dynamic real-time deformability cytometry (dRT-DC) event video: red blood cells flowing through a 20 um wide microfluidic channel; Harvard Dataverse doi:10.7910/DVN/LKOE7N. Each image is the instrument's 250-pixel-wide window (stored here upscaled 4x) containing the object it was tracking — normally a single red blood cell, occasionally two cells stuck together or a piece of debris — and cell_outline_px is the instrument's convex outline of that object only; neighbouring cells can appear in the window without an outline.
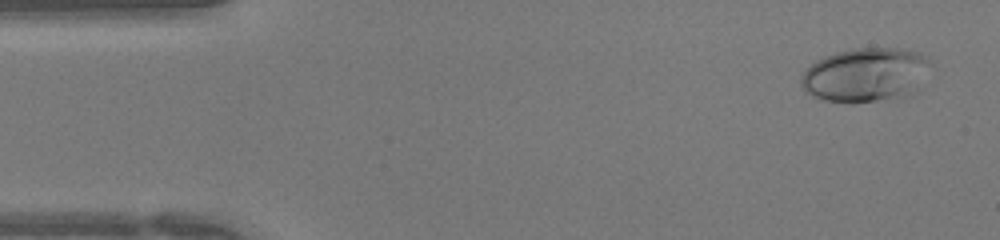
{"species": "human", "species_latin": "Homo sapiens", "temperature_condition": "warm", "stored_images_in_passage": 44, "camera_frame_rate_fps": 3000, "um_per_image_px": 0.085, "donor": {"sex": "female"}, "frame": {"image": 1, "passage_image": 2, "time_ms": 0.333, "image_size_px": [1000, 240], "cell_outline_px": [[932, 64], [908, 92], [900, 96], [876, 100], [824, 100], [812, 96], [804, 92], [800, 84], [800, 80], [804, 68], [816, 60], [824, 56], [836, 52], [852, 48], [900, 48], [920, 52], [928, 56]], "centroid_in_image_um": [73.47, 6.29], "position_along_channel_um": 11.5, "area_um2": 39.77}}
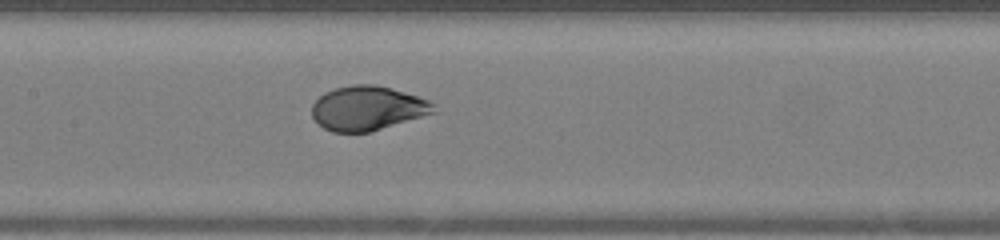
{"frame": {"image": 2, "passage_image": 20, "time_ms": 6.333, "image_size_px": [1000, 240], "cell_outline_px": [[436, 112], [368, 132], [332, 132], [324, 128], [312, 116], [312, 104], [324, 92], [336, 88], [352, 84], [376, 84], [416, 96], [428, 100], [436, 104]], "centroid_in_image_um": [31.22, 9.19], "position_along_channel_um": 176.2, "area_um2": 31.15}}
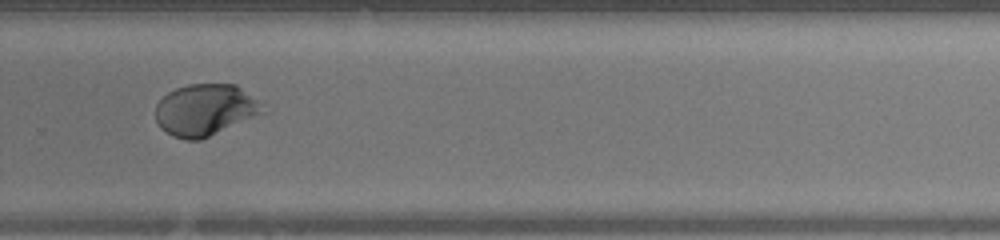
{"frame": {"image": 3, "passage_image": 29, "time_ms": 9.333, "image_size_px": [1000, 240], "cell_outline_px": [[268, 112], [200, 140], [184, 140], [172, 136], [160, 128], [156, 120], [156, 104], [168, 92], [176, 88], [188, 84], [236, 84], [256, 100]], "centroid_in_image_um": [17.43, 9.36], "position_along_channel_um": 312.4, "area_um2": 32.31}}